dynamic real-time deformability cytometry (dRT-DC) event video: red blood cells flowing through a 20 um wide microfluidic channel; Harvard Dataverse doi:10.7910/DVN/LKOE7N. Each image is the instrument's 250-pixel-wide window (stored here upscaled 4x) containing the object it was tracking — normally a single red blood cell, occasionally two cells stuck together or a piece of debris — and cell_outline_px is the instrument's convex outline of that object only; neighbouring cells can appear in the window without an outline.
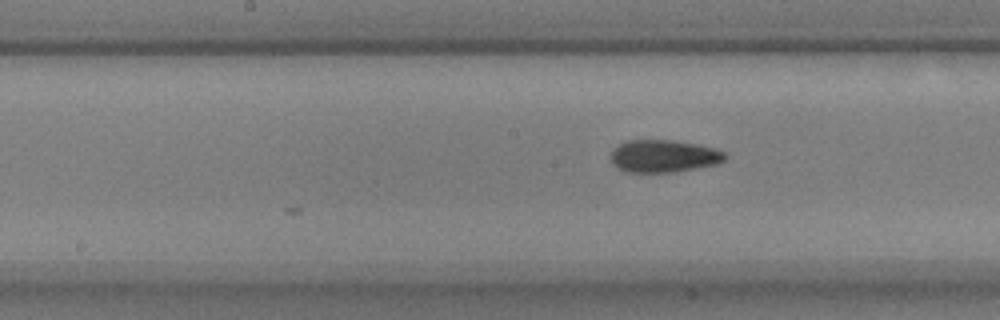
{"species": "common noctule bat (a hibernating species)", "species_latin": "Nyctalus noctula", "temperature_condition": "warm", "stored_images_in_passage": 14, "camera_frame_rate_fps": 3000, "um_per_image_px": 0.085, "animal": {"sex": "male", "body_mass_g": 17.9, "forearm_length_mm": 54.2}, "frame": {"image": 1, "passage_image": 14, "time_ms": 4.333, "image_size_px": [1000, 320], "cell_outline_px": [[728, 156], [724, 160], [716, 164], [696, 168], [672, 172], [624, 172], [612, 164], [612, 152], [620, 144], [628, 140], [672, 140], [696, 144], [716, 148], [724, 152]], "centroid_in_image_um": [56.43, 13.27], "position_along_channel_um": 191.8, "area_um2": 21.5}}